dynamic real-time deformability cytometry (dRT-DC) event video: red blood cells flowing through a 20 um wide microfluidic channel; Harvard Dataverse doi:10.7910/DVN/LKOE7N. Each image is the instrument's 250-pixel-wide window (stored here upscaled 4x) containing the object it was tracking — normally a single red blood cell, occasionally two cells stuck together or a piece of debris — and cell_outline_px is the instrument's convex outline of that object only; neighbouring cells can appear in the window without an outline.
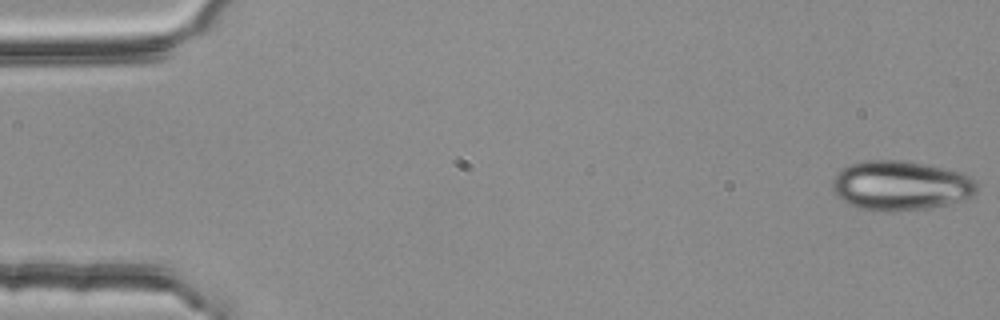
{"species": "common noctule bat (a hibernating species)", "species_latin": "Nyctalus noctula", "temperature_condition": "room temperature", "stored_images_in_passage": 54, "camera_frame_rate_fps": 3000, "um_per_image_px": 0.085, "animal": {"sex": "female", "body_mass_g": 25.1}, "frame": {"image": 1, "passage_image": 1, "time_ms": 0.0, "image_size_px": [1000, 320], "cell_outline_px": [[976, 192], [972, 196], [948, 204], [932, 208], [884, 212], [860, 208], [848, 204], [836, 196], [832, 188], [832, 180], [836, 172], [840, 168], [848, 164], [864, 160], [900, 160], [924, 164], [964, 172], [976, 180]], "centroid_in_image_um": [76.52, 15.77], "position_along_channel_um": 8.5, "area_um2": 42.25}}
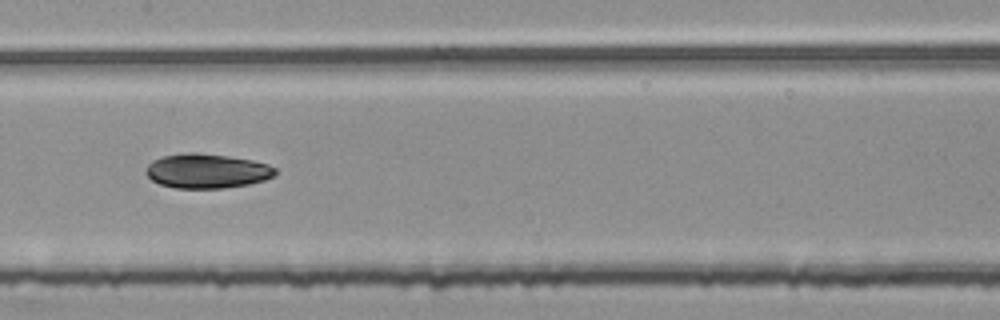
{"frame": {"image": 2, "passage_image": 27, "time_ms": 8.667, "image_size_px": [1000, 320], "cell_outline_px": [[276, 172], [272, 176], [264, 180], [248, 184], [224, 188], [176, 188], [160, 184], [152, 180], [144, 172], [144, 168], [152, 160], [164, 156], [188, 152], [196, 152], [228, 156], [252, 160], [268, 164], [276, 168]], "centroid_in_image_um": [17.55, 14.53], "position_along_channel_um": 189.8, "area_um2": 26.01}}
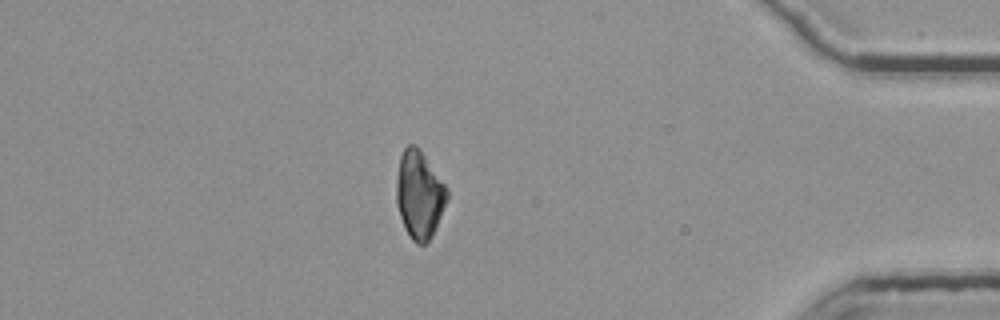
{"frame": {"image": 3, "passage_image": 47, "time_ms": 15.333, "image_size_px": [1000, 320], "cell_outline_px": [[448, 200], [432, 236], [428, 244], [416, 244], [412, 240], [400, 216], [396, 204], [396, 176], [400, 156], [404, 148], [408, 144], [416, 144], [420, 148], [448, 188]], "centroid_in_image_um": [35.65, 16.52], "position_along_channel_um": 399.6, "area_um2": 26.18}, "authors_computed_cell_mechanics": {"area_um2": 26.6169, "velocity_mm_per_s": 3.7755, "shape_relaxation_time_tau1_ms": 3.9095, "shape_relaxation_time_tau2_ms": null, "deformation_change_tau1": 0.1527, "deformation_change_tau2": null}}